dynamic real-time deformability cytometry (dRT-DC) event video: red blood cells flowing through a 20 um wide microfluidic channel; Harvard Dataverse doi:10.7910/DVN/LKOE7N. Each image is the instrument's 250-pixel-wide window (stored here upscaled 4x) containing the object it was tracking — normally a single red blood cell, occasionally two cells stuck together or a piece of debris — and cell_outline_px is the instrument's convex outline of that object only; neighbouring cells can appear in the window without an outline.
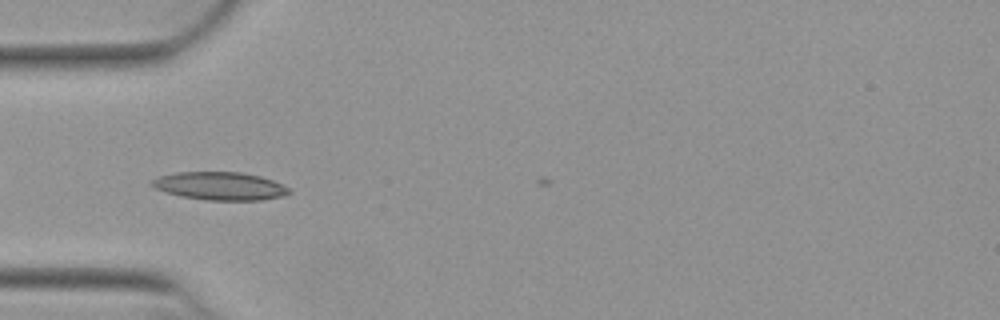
{"species": "Egyptian fruit bat (a non-hibernating species)", "species_latin": "Rousettus aegyptiacus", "temperature_condition": "warm", "stored_images_in_passage": 5, "camera_frame_rate_fps": 3000, "um_per_image_px": 0.085, "animal": {"sex": "female"}, "frame": {"image": 1, "passage_image": 4, "time_ms": 1.0, "image_size_px": [1000, 320], "cell_outline_px": [[292, 192], [280, 196], [260, 200], [204, 200], [180, 196], [156, 188], [148, 184], [156, 176], [176, 172], [240, 172], [260, 176], [272, 180], [288, 188]], "centroid_in_image_um": [18.64, 15.8], "position_along_channel_um": 66.4, "area_um2": 22.31}}